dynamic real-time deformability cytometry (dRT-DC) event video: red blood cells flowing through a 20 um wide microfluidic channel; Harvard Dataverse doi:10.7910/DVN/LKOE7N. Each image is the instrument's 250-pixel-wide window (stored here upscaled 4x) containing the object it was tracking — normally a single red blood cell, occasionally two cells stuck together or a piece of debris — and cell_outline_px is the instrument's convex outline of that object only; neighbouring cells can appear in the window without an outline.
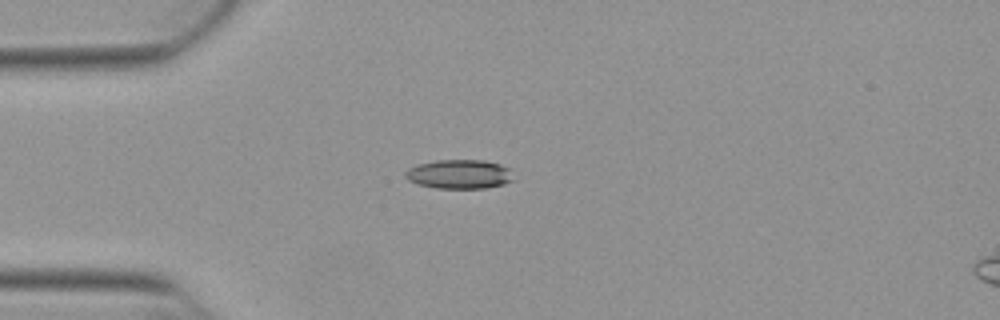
{"species": "Egyptian fruit bat (a non-hibernating species)", "species_latin": "Rousettus aegyptiacus", "temperature_condition": "warm", "stored_images_in_passage": 40, "camera_frame_rate_fps": 3000, "um_per_image_px": 0.085, "animal": {"sex": "female"}, "frame": {"image": 1, "passage_image": 1, "time_ms": 0.0, "image_size_px": [1000, 320], "cell_outline_px": [[516, 180], [504, 184], [484, 188], [436, 188], [420, 184], [408, 180], [404, 176], [404, 172], [408, 168], [416, 164], [436, 160], [484, 160], [500, 164], [512, 168]], "centroid_in_image_um": [39.1, 14.79], "position_along_channel_um": 45.9, "area_um2": 18.73}}
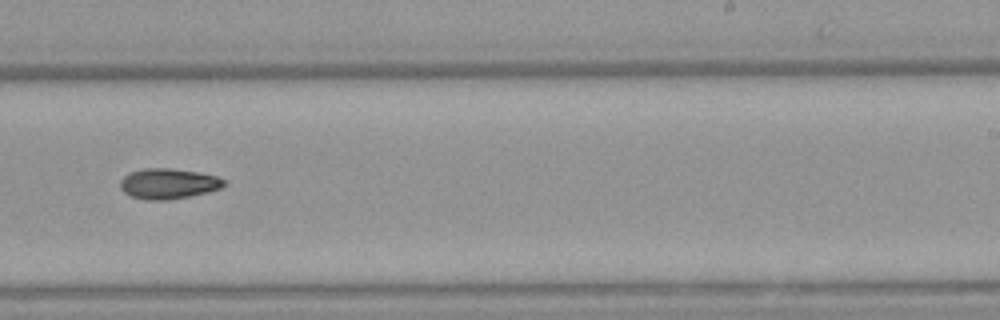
{"frame": {"image": 2, "passage_image": 20, "time_ms": 6.333, "image_size_px": [1000, 320], "cell_outline_px": [[228, 184], [220, 188], [208, 192], [188, 196], [164, 200], [148, 200], [132, 196], [124, 192], [120, 188], [120, 180], [128, 172], [144, 168], [172, 168], [200, 172], [216, 176], [224, 180]], "centroid_in_image_um": [14.3, 15.59], "position_along_channel_um": 274.7, "area_um2": 18.44}}
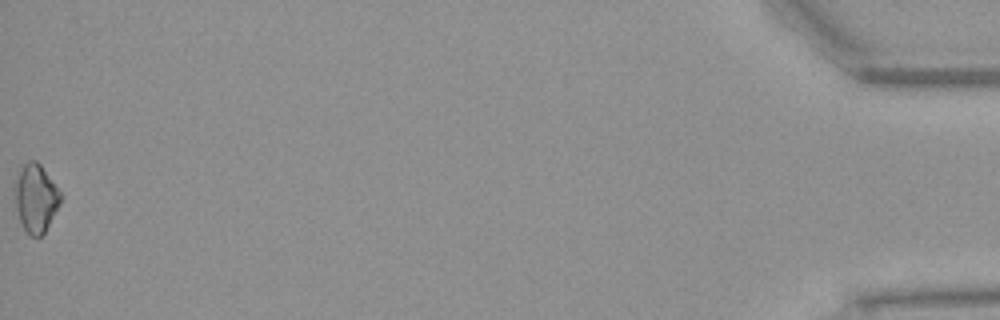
{"frame": {"image": 3, "passage_image": 40, "time_ms": 13.0, "image_size_px": [1000, 320], "cell_outline_px": [[60, 204], [44, 232], [40, 236], [32, 236], [24, 228], [20, 220], [16, 208], [16, 180], [24, 164], [28, 160], [36, 160], [40, 164], [60, 192]], "centroid_in_image_um": [3.05, 16.84], "position_along_channel_um": 432.1, "area_um2": 17.4}}